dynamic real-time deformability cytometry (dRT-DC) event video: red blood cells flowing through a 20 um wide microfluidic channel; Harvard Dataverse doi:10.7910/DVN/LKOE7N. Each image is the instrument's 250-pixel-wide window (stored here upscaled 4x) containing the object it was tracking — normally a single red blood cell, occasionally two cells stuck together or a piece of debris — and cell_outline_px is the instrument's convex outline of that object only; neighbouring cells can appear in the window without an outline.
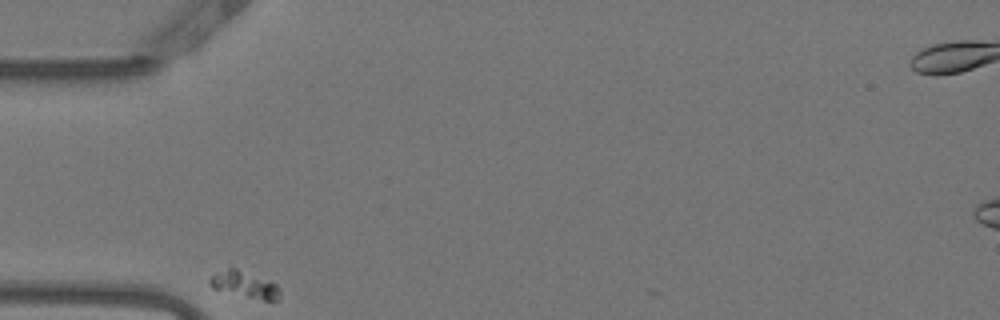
{"species": "Egyptian fruit bat (a non-hibernating species)", "species_latin": "Rousettus aegyptiacus", "temperature_condition": "warm", "stored_images_in_passage": 6, "camera_frame_rate_fps": 3000, "um_per_image_px": 0.085, "animal": {"sex": "female"}, "frame": {"image": 1, "passage_image": 1, "time_ms": 0.0, "image_size_px": [1000, 320], "cell_outline_px": [[280, 300], [264, 300], [212, 288], [208, 280], [212, 276], [228, 268], [236, 268], [276, 284], [280, 292]], "centroid_in_image_um": [20.81, 24.2], "position_along_channel_um": 64.2, "area_um2": 10.29}}